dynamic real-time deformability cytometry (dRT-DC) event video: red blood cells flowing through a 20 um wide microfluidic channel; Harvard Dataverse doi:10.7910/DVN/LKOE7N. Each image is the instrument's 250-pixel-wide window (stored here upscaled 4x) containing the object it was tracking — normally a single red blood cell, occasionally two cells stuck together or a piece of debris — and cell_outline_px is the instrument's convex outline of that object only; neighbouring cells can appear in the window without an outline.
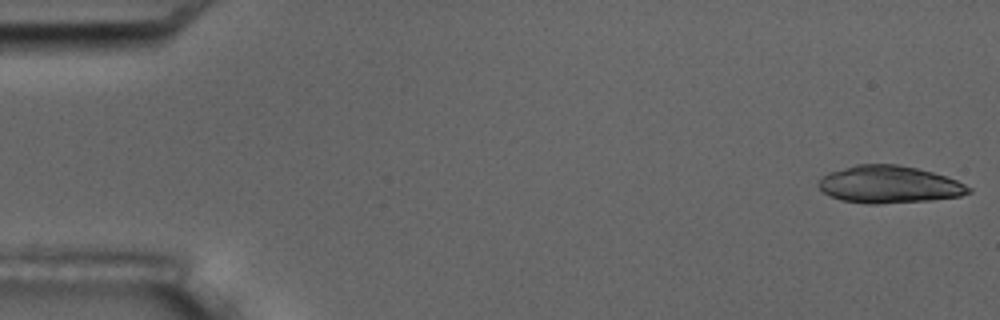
{"species": "common noctule bat (a hibernating species)", "species_latin": "Nyctalus noctula", "temperature_condition": "room temperature", "stored_images_in_passage": 6, "camera_frame_rate_fps": 3000, "um_per_image_px": 0.085, "animal": {"sex": "male", "body_mass_g": 17.5, "forearm_length_mm": 52.3}, "frame": {"image": 1, "passage_image": 1, "time_ms": 0.0, "image_size_px": [1000, 320], "cell_outline_px": [[972, 192], [960, 196], [928, 200], [876, 204], [868, 204], [840, 200], [824, 192], [816, 184], [824, 176], [832, 172], [856, 164], [896, 164], [916, 168], [932, 172], [956, 180], [972, 188]], "centroid_in_image_um": [75.59, 15.68], "position_along_channel_um": 9.4, "area_um2": 32.25}}